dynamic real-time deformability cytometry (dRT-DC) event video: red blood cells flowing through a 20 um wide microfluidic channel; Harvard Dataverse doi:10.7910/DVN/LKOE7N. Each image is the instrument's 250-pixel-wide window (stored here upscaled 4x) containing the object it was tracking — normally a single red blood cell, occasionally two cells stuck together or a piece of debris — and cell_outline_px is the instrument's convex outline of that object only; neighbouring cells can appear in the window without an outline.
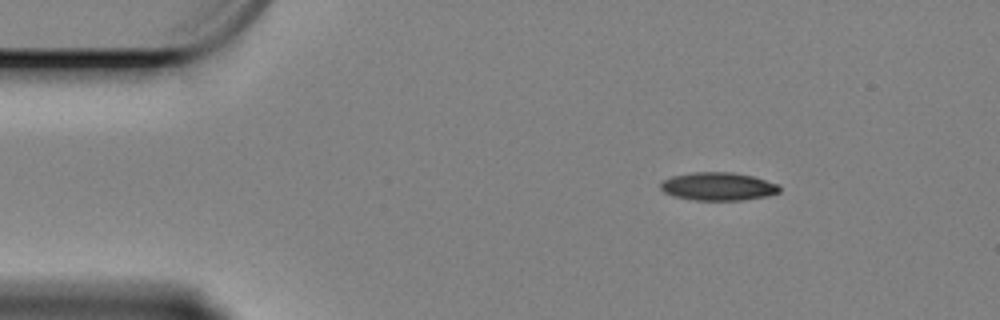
{"species": "Egyptian fruit bat (a non-hibernating species)", "species_latin": "Rousettus aegyptiacus", "temperature_condition": "cold", "stored_images_in_passage": 51, "camera_frame_rate_fps": 3000, "um_per_image_px": 0.085, "animal": {"sex": "female"}, "frame": {"image": 1, "passage_image": 1, "time_ms": 0.0, "image_size_px": [1000, 320], "cell_outline_px": [[780, 192], [764, 196], [740, 200], [692, 200], [672, 196], [664, 192], [660, 188], [660, 184], [664, 180], [672, 176], [692, 172], [732, 172], [752, 176], [776, 184], [780, 188]], "centroid_in_image_um": [60.98, 15.84], "position_along_channel_um": 24.0, "area_um2": 19.31}}
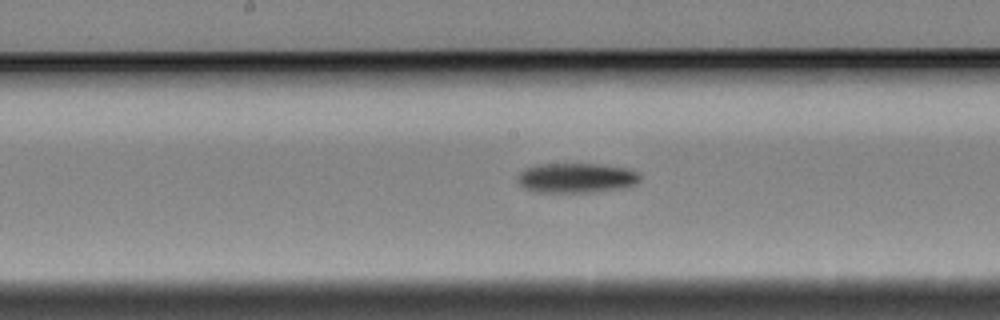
{"frame": {"image": 2, "passage_image": 22, "time_ms": 7.0, "image_size_px": [1000, 320], "cell_outline_px": [[640, 180], [636, 184], [616, 188], [592, 192], [536, 192], [524, 188], [516, 180], [520, 172], [528, 168], [544, 164], [596, 164], [624, 168], [636, 172], [640, 176]], "centroid_in_image_um": [48.95, 15.13], "position_along_channel_um": 199.3, "area_um2": 20.81}}
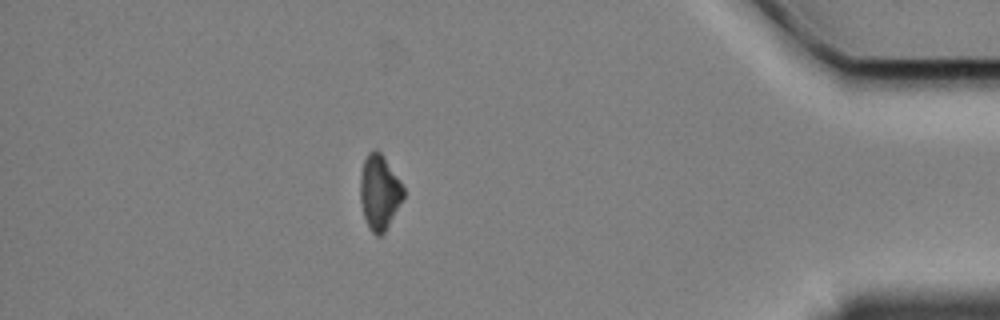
{"frame": {"image": 3, "passage_image": 44, "time_ms": 14.333, "image_size_px": [1000, 320], "cell_outline_px": [[404, 196], [384, 232], [380, 236], [376, 236], [368, 228], [364, 216], [360, 200], [360, 172], [364, 160], [368, 152], [372, 148], [376, 148], [384, 156], [400, 180], [404, 188]], "centroid_in_image_um": [32.23, 16.29], "position_along_channel_um": 403.0, "area_um2": 18.9}, "authors_computed_cell_mechanics": {"area_um2": 19.941, "velocity_mm_per_s": 3.3924, "shape_relaxation_time_tau1_ms": 4.0763, "shape_relaxation_time_tau2_ms": null, "deformation_change_tau1": 0.1248, "deformation_change_tau2": null}}